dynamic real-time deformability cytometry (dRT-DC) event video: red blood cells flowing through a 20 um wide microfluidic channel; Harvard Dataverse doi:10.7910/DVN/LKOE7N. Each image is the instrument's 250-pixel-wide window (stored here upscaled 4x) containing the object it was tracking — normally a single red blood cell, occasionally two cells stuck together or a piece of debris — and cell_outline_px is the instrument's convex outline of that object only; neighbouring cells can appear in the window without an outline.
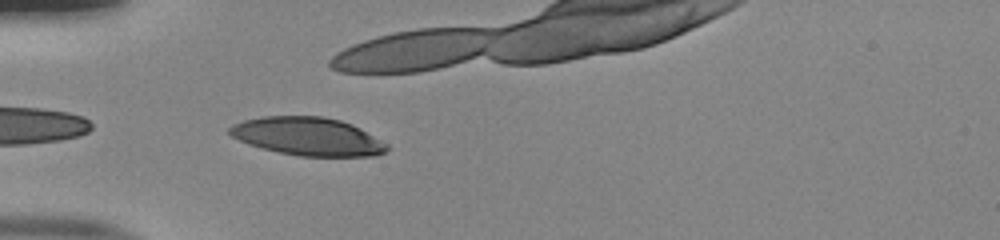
{"species": "human", "species_latin": "Homo sapiens", "temperature_condition": "room temperature", "stored_images_in_passage": 34, "camera_frame_rate_fps": 3000, "um_per_image_px": 0.085, "donor": {"sex": "male"}, "frame": {"image": 1, "passage_image": 1, "time_ms": 0.0, "image_size_px": [1000, 240], "cell_outline_px": [[388, 148], [384, 152], [376, 156], [300, 156], [280, 152], [248, 144], [232, 136], [228, 132], [228, 128], [232, 124], [244, 120], [264, 116], [324, 116], [340, 120], [352, 124], [360, 128], [388, 144]], "centroid_in_image_um": [26.17, 11.59], "position_along_channel_um": 58.8, "area_um2": 34.85}, "authors_computed_cell_mechanics": {"area_um2": 35.9805, "velocity_mm_per_s": 4.0219, "shape_relaxation_time_tau1_ms": 5.8275, "shape_relaxation_time_tau2_ms": null, "deformation_change_tau1": 0.2419, "deformation_change_tau2": null}}